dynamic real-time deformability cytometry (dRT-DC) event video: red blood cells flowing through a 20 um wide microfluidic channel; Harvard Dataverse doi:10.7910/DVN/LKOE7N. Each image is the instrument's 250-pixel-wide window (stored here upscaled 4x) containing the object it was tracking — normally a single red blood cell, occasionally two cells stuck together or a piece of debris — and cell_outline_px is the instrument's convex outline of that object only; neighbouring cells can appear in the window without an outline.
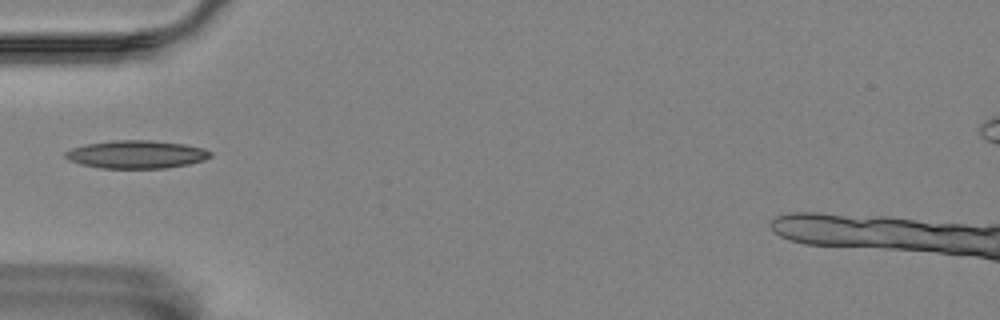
{"species": "Egyptian fruit bat (a non-hibernating species)", "species_latin": "Rousettus aegyptiacus", "temperature_condition": "room temperature", "stored_images_in_passage": 32, "camera_frame_rate_fps": 3000, "um_per_image_px": 0.085, "animal": {"sex": "female"}, "frame": {"image": 1, "passage_image": 1, "time_ms": 0.0, "image_size_px": [1000, 320], "cell_outline_px": [[212, 156], [204, 160], [188, 164], [164, 168], [100, 168], [80, 164], [64, 156], [64, 152], [72, 148], [84, 144], [112, 140], [152, 140], [184, 144], [204, 148], [212, 152]], "centroid_in_image_um": [11.6, 13.11], "position_along_channel_um": 73.4, "area_um2": 23.7}}
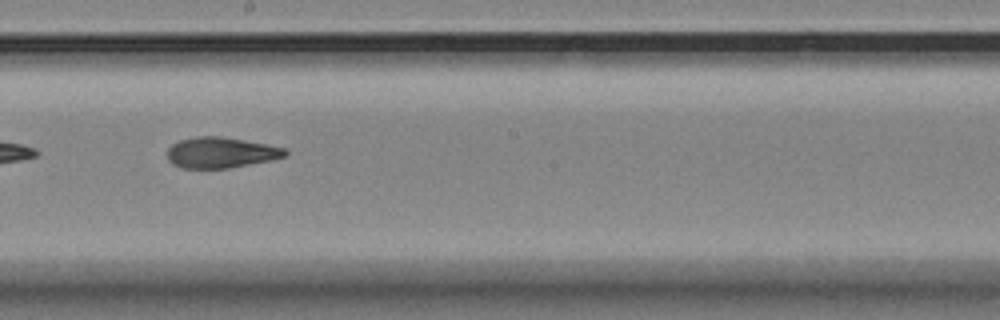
{"frame": {"image": 2, "passage_image": 14, "time_ms": 4.333, "image_size_px": [1000, 320], "cell_outline_px": [[288, 156], [272, 160], [228, 168], [180, 168], [172, 164], [168, 160], [168, 148], [172, 144], [180, 140], [196, 136], [220, 136], [244, 140], [284, 148], [288, 152]], "centroid_in_image_um": [18.76, 12.97], "position_along_channel_um": 229.4, "area_um2": 21.1}}
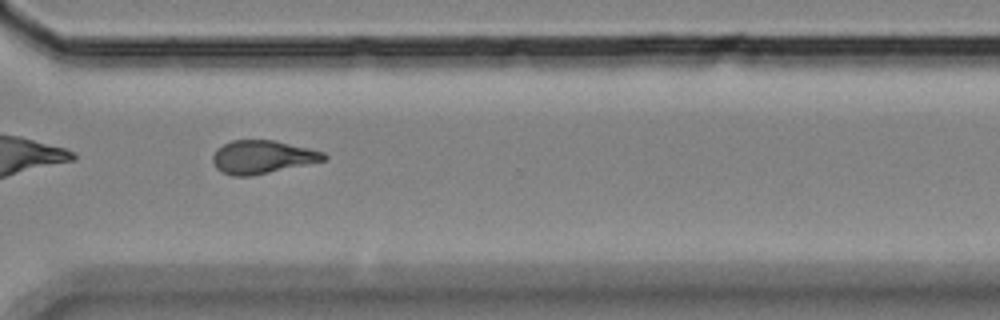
{"frame": {"image": 3, "passage_image": 24, "time_ms": 7.667, "image_size_px": [1000, 320], "cell_outline_px": [[328, 156], [324, 160], [268, 172], [248, 176], [232, 176], [220, 172], [216, 168], [212, 160], [212, 156], [216, 148], [232, 140], [276, 140], [324, 152]], "centroid_in_image_um": [22.24, 13.33], "position_along_channel_um": 348.4, "area_um2": 21.33}}